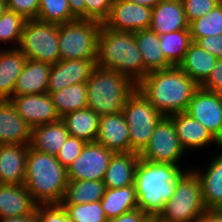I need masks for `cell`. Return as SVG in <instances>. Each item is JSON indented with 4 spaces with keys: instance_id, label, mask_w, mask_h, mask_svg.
I'll return each mask as SVG.
<instances>
[{
    "instance_id": "50",
    "label": "cell",
    "mask_w": 222,
    "mask_h": 222,
    "mask_svg": "<svg viewBox=\"0 0 222 222\" xmlns=\"http://www.w3.org/2000/svg\"><path fill=\"white\" fill-rule=\"evenodd\" d=\"M6 9H7L6 1L5 0H0V17L5 12Z\"/></svg>"
},
{
    "instance_id": "34",
    "label": "cell",
    "mask_w": 222,
    "mask_h": 222,
    "mask_svg": "<svg viewBox=\"0 0 222 222\" xmlns=\"http://www.w3.org/2000/svg\"><path fill=\"white\" fill-rule=\"evenodd\" d=\"M192 41L222 34V1L206 15L189 23Z\"/></svg>"
},
{
    "instance_id": "30",
    "label": "cell",
    "mask_w": 222,
    "mask_h": 222,
    "mask_svg": "<svg viewBox=\"0 0 222 222\" xmlns=\"http://www.w3.org/2000/svg\"><path fill=\"white\" fill-rule=\"evenodd\" d=\"M100 203L107 219L118 217L138 208L136 189L134 185L106 188Z\"/></svg>"
},
{
    "instance_id": "13",
    "label": "cell",
    "mask_w": 222,
    "mask_h": 222,
    "mask_svg": "<svg viewBox=\"0 0 222 222\" xmlns=\"http://www.w3.org/2000/svg\"><path fill=\"white\" fill-rule=\"evenodd\" d=\"M152 9L125 0H114L108 18L103 22L107 28L123 32L150 29Z\"/></svg>"
},
{
    "instance_id": "28",
    "label": "cell",
    "mask_w": 222,
    "mask_h": 222,
    "mask_svg": "<svg viewBox=\"0 0 222 222\" xmlns=\"http://www.w3.org/2000/svg\"><path fill=\"white\" fill-rule=\"evenodd\" d=\"M217 59L192 41L178 67L200 86L210 75Z\"/></svg>"
},
{
    "instance_id": "6",
    "label": "cell",
    "mask_w": 222,
    "mask_h": 222,
    "mask_svg": "<svg viewBox=\"0 0 222 222\" xmlns=\"http://www.w3.org/2000/svg\"><path fill=\"white\" fill-rule=\"evenodd\" d=\"M205 210L200 180L192 169V171H185L178 178L174 194L165 203L157 221L197 222Z\"/></svg>"
},
{
    "instance_id": "3",
    "label": "cell",
    "mask_w": 222,
    "mask_h": 222,
    "mask_svg": "<svg viewBox=\"0 0 222 222\" xmlns=\"http://www.w3.org/2000/svg\"><path fill=\"white\" fill-rule=\"evenodd\" d=\"M68 178L56 155L43 153L30 145L27 152L24 185L37 204H60Z\"/></svg>"
},
{
    "instance_id": "37",
    "label": "cell",
    "mask_w": 222,
    "mask_h": 222,
    "mask_svg": "<svg viewBox=\"0 0 222 222\" xmlns=\"http://www.w3.org/2000/svg\"><path fill=\"white\" fill-rule=\"evenodd\" d=\"M25 22L22 15L6 9L0 17V42H15L19 46Z\"/></svg>"
},
{
    "instance_id": "29",
    "label": "cell",
    "mask_w": 222,
    "mask_h": 222,
    "mask_svg": "<svg viewBox=\"0 0 222 222\" xmlns=\"http://www.w3.org/2000/svg\"><path fill=\"white\" fill-rule=\"evenodd\" d=\"M68 133L86 143L96 142L100 116L90 108L69 112L61 117Z\"/></svg>"
},
{
    "instance_id": "5",
    "label": "cell",
    "mask_w": 222,
    "mask_h": 222,
    "mask_svg": "<svg viewBox=\"0 0 222 222\" xmlns=\"http://www.w3.org/2000/svg\"><path fill=\"white\" fill-rule=\"evenodd\" d=\"M87 108L99 116L121 112L137 85L126 75L96 67L86 82Z\"/></svg>"
},
{
    "instance_id": "45",
    "label": "cell",
    "mask_w": 222,
    "mask_h": 222,
    "mask_svg": "<svg viewBox=\"0 0 222 222\" xmlns=\"http://www.w3.org/2000/svg\"><path fill=\"white\" fill-rule=\"evenodd\" d=\"M149 217L142 209L136 208L118 217L109 218L106 222H146Z\"/></svg>"
},
{
    "instance_id": "10",
    "label": "cell",
    "mask_w": 222,
    "mask_h": 222,
    "mask_svg": "<svg viewBox=\"0 0 222 222\" xmlns=\"http://www.w3.org/2000/svg\"><path fill=\"white\" fill-rule=\"evenodd\" d=\"M184 152L173 120L169 116H163L156 124L148 145L139 156L149 162L179 165L177 163Z\"/></svg>"
},
{
    "instance_id": "12",
    "label": "cell",
    "mask_w": 222,
    "mask_h": 222,
    "mask_svg": "<svg viewBox=\"0 0 222 222\" xmlns=\"http://www.w3.org/2000/svg\"><path fill=\"white\" fill-rule=\"evenodd\" d=\"M186 113L199 121L222 145V103L220 94L199 87Z\"/></svg>"
},
{
    "instance_id": "48",
    "label": "cell",
    "mask_w": 222,
    "mask_h": 222,
    "mask_svg": "<svg viewBox=\"0 0 222 222\" xmlns=\"http://www.w3.org/2000/svg\"><path fill=\"white\" fill-rule=\"evenodd\" d=\"M1 222H37L36 210L28 215L0 219Z\"/></svg>"
},
{
    "instance_id": "9",
    "label": "cell",
    "mask_w": 222,
    "mask_h": 222,
    "mask_svg": "<svg viewBox=\"0 0 222 222\" xmlns=\"http://www.w3.org/2000/svg\"><path fill=\"white\" fill-rule=\"evenodd\" d=\"M59 25L26 20L17 48L27 59L55 64L60 60Z\"/></svg>"
},
{
    "instance_id": "35",
    "label": "cell",
    "mask_w": 222,
    "mask_h": 222,
    "mask_svg": "<svg viewBox=\"0 0 222 222\" xmlns=\"http://www.w3.org/2000/svg\"><path fill=\"white\" fill-rule=\"evenodd\" d=\"M36 20L60 25L77 18L71 13L68 0H39Z\"/></svg>"
},
{
    "instance_id": "11",
    "label": "cell",
    "mask_w": 222,
    "mask_h": 222,
    "mask_svg": "<svg viewBox=\"0 0 222 222\" xmlns=\"http://www.w3.org/2000/svg\"><path fill=\"white\" fill-rule=\"evenodd\" d=\"M113 154L98 142L86 143L80 155L66 169L68 180H104Z\"/></svg>"
},
{
    "instance_id": "38",
    "label": "cell",
    "mask_w": 222,
    "mask_h": 222,
    "mask_svg": "<svg viewBox=\"0 0 222 222\" xmlns=\"http://www.w3.org/2000/svg\"><path fill=\"white\" fill-rule=\"evenodd\" d=\"M221 1L222 0H181L188 23L206 15Z\"/></svg>"
},
{
    "instance_id": "4",
    "label": "cell",
    "mask_w": 222,
    "mask_h": 222,
    "mask_svg": "<svg viewBox=\"0 0 222 222\" xmlns=\"http://www.w3.org/2000/svg\"><path fill=\"white\" fill-rule=\"evenodd\" d=\"M97 66L126 75L136 85L144 78V65L134 32L100 28Z\"/></svg>"
},
{
    "instance_id": "17",
    "label": "cell",
    "mask_w": 222,
    "mask_h": 222,
    "mask_svg": "<svg viewBox=\"0 0 222 222\" xmlns=\"http://www.w3.org/2000/svg\"><path fill=\"white\" fill-rule=\"evenodd\" d=\"M176 128L177 136L181 146L187 149L207 147L215 143L222 149V145L211 135V133L197 120L186 112L174 113L169 116Z\"/></svg>"
},
{
    "instance_id": "25",
    "label": "cell",
    "mask_w": 222,
    "mask_h": 222,
    "mask_svg": "<svg viewBox=\"0 0 222 222\" xmlns=\"http://www.w3.org/2000/svg\"><path fill=\"white\" fill-rule=\"evenodd\" d=\"M201 184L203 204L206 209H222V153L216 155L207 170L195 169Z\"/></svg>"
},
{
    "instance_id": "42",
    "label": "cell",
    "mask_w": 222,
    "mask_h": 222,
    "mask_svg": "<svg viewBox=\"0 0 222 222\" xmlns=\"http://www.w3.org/2000/svg\"><path fill=\"white\" fill-rule=\"evenodd\" d=\"M8 10L22 15L26 20L36 19L39 9V0H6Z\"/></svg>"
},
{
    "instance_id": "16",
    "label": "cell",
    "mask_w": 222,
    "mask_h": 222,
    "mask_svg": "<svg viewBox=\"0 0 222 222\" xmlns=\"http://www.w3.org/2000/svg\"><path fill=\"white\" fill-rule=\"evenodd\" d=\"M96 142L114 153L130 152L129 128L122 111L100 116Z\"/></svg>"
},
{
    "instance_id": "26",
    "label": "cell",
    "mask_w": 222,
    "mask_h": 222,
    "mask_svg": "<svg viewBox=\"0 0 222 222\" xmlns=\"http://www.w3.org/2000/svg\"><path fill=\"white\" fill-rule=\"evenodd\" d=\"M27 57L17 48L0 50V100H9Z\"/></svg>"
},
{
    "instance_id": "46",
    "label": "cell",
    "mask_w": 222,
    "mask_h": 222,
    "mask_svg": "<svg viewBox=\"0 0 222 222\" xmlns=\"http://www.w3.org/2000/svg\"><path fill=\"white\" fill-rule=\"evenodd\" d=\"M197 222H222V209H206Z\"/></svg>"
},
{
    "instance_id": "41",
    "label": "cell",
    "mask_w": 222,
    "mask_h": 222,
    "mask_svg": "<svg viewBox=\"0 0 222 222\" xmlns=\"http://www.w3.org/2000/svg\"><path fill=\"white\" fill-rule=\"evenodd\" d=\"M85 19L95 20L103 24L108 18L114 0H84Z\"/></svg>"
},
{
    "instance_id": "44",
    "label": "cell",
    "mask_w": 222,
    "mask_h": 222,
    "mask_svg": "<svg viewBox=\"0 0 222 222\" xmlns=\"http://www.w3.org/2000/svg\"><path fill=\"white\" fill-rule=\"evenodd\" d=\"M195 43L217 58H222V34L198 38Z\"/></svg>"
},
{
    "instance_id": "27",
    "label": "cell",
    "mask_w": 222,
    "mask_h": 222,
    "mask_svg": "<svg viewBox=\"0 0 222 222\" xmlns=\"http://www.w3.org/2000/svg\"><path fill=\"white\" fill-rule=\"evenodd\" d=\"M69 136L64 122L58 121L32 128L30 146L40 152L56 155Z\"/></svg>"
},
{
    "instance_id": "18",
    "label": "cell",
    "mask_w": 222,
    "mask_h": 222,
    "mask_svg": "<svg viewBox=\"0 0 222 222\" xmlns=\"http://www.w3.org/2000/svg\"><path fill=\"white\" fill-rule=\"evenodd\" d=\"M31 133L9 100H0V144L30 145Z\"/></svg>"
},
{
    "instance_id": "1",
    "label": "cell",
    "mask_w": 222,
    "mask_h": 222,
    "mask_svg": "<svg viewBox=\"0 0 222 222\" xmlns=\"http://www.w3.org/2000/svg\"><path fill=\"white\" fill-rule=\"evenodd\" d=\"M200 86L178 66L149 72L137 89L163 115L186 112Z\"/></svg>"
},
{
    "instance_id": "14",
    "label": "cell",
    "mask_w": 222,
    "mask_h": 222,
    "mask_svg": "<svg viewBox=\"0 0 222 222\" xmlns=\"http://www.w3.org/2000/svg\"><path fill=\"white\" fill-rule=\"evenodd\" d=\"M9 102L31 128L61 119L48 93L12 96Z\"/></svg>"
},
{
    "instance_id": "19",
    "label": "cell",
    "mask_w": 222,
    "mask_h": 222,
    "mask_svg": "<svg viewBox=\"0 0 222 222\" xmlns=\"http://www.w3.org/2000/svg\"><path fill=\"white\" fill-rule=\"evenodd\" d=\"M150 29L159 36L189 29L181 0H161L152 9Z\"/></svg>"
},
{
    "instance_id": "2",
    "label": "cell",
    "mask_w": 222,
    "mask_h": 222,
    "mask_svg": "<svg viewBox=\"0 0 222 222\" xmlns=\"http://www.w3.org/2000/svg\"><path fill=\"white\" fill-rule=\"evenodd\" d=\"M179 165L149 162L140 158L134 179L138 208L149 218H157L173 196L175 184L184 173Z\"/></svg>"
},
{
    "instance_id": "7",
    "label": "cell",
    "mask_w": 222,
    "mask_h": 222,
    "mask_svg": "<svg viewBox=\"0 0 222 222\" xmlns=\"http://www.w3.org/2000/svg\"><path fill=\"white\" fill-rule=\"evenodd\" d=\"M102 23L77 19L59 25L60 60L97 59Z\"/></svg>"
},
{
    "instance_id": "43",
    "label": "cell",
    "mask_w": 222,
    "mask_h": 222,
    "mask_svg": "<svg viewBox=\"0 0 222 222\" xmlns=\"http://www.w3.org/2000/svg\"><path fill=\"white\" fill-rule=\"evenodd\" d=\"M201 88L222 93V58H218L208 78L200 85Z\"/></svg>"
},
{
    "instance_id": "47",
    "label": "cell",
    "mask_w": 222,
    "mask_h": 222,
    "mask_svg": "<svg viewBox=\"0 0 222 222\" xmlns=\"http://www.w3.org/2000/svg\"><path fill=\"white\" fill-rule=\"evenodd\" d=\"M71 13L77 19H85V1L84 0H68Z\"/></svg>"
},
{
    "instance_id": "21",
    "label": "cell",
    "mask_w": 222,
    "mask_h": 222,
    "mask_svg": "<svg viewBox=\"0 0 222 222\" xmlns=\"http://www.w3.org/2000/svg\"><path fill=\"white\" fill-rule=\"evenodd\" d=\"M25 185L0 184V219L28 215L36 210Z\"/></svg>"
},
{
    "instance_id": "22",
    "label": "cell",
    "mask_w": 222,
    "mask_h": 222,
    "mask_svg": "<svg viewBox=\"0 0 222 222\" xmlns=\"http://www.w3.org/2000/svg\"><path fill=\"white\" fill-rule=\"evenodd\" d=\"M139 159V153L133 151L114 153L103 180L106 188L134 185L135 171Z\"/></svg>"
},
{
    "instance_id": "39",
    "label": "cell",
    "mask_w": 222,
    "mask_h": 222,
    "mask_svg": "<svg viewBox=\"0 0 222 222\" xmlns=\"http://www.w3.org/2000/svg\"><path fill=\"white\" fill-rule=\"evenodd\" d=\"M85 145V141L69 135L64 145L56 154V158L60 164L67 169V167L80 155Z\"/></svg>"
},
{
    "instance_id": "32",
    "label": "cell",
    "mask_w": 222,
    "mask_h": 222,
    "mask_svg": "<svg viewBox=\"0 0 222 222\" xmlns=\"http://www.w3.org/2000/svg\"><path fill=\"white\" fill-rule=\"evenodd\" d=\"M49 95L60 117L87 108L86 82L70 85Z\"/></svg>"
},
{
    "instance_id": "40",
    "label": "cell",
    "mask_w": 222,
    "mask_h": 222,
    "mask_svg": "<svg viewBox=\"0 0 222 222\" xmlns=\"http://www.w3.org/2000/svg\"><path fill=\"white\" fill-rule=\"evenodd\" d=\"M37 222H72L61 204H37Z\"/></svg>"
},
{
    "instance_id": "33",
    "label": "cell",
    "mask_w": 222,
    "mask_h": 222,
    "mask_svg": "<svg viewBox=\"0 0 222 222\" xmlns=\"http://www.w3.org/2000/svg\"><path fill=\"white\" fill-rule=\"evenodd\" d=\"M160 48L165 58L173 65L178 66L192 42L189 29L170 32L159 36Z\"/></svg>"
},
{
    "instance_id": "8",
    "label": "cell",
    "mask_w": 222,
    "mask_h": 222,
    "mask_svg": "<svg viewBox=\"0 0 222 222\" xmlns=\"http://www.w3.org/2000/svg\"><path fill=\"white\" fill-rule=\"evenodd\" d=\"M122 112L129 128L130 151L140 154L148 145L154 128L163 115L137 88L128 97Z\"/></svg>"
},
{
    "instance_id": "15",
    "label": "cell",
    "mask_w": 222,
    "mask_h": 222,
    "mask_svg": "<svg viewBox=\"0 0 222 222\" xmlns=\"http://www.w3.org/2000/svg\"><path fill=\"white\" fill-rule=\"evenodd\" d=\"M97 67V59L59 60L50 70L47 93L51 94L70 85L87 82Z\"/></svg>"
},
{
    "instance_id": "51",
    "label": "cell",
    "mask_w": 222,
    "mask_h": 222,
    "mask_svg": "<svg viewBox=\"0 0 222 222\" xmlns=\"http://www.w3.org/2000/svg\"><path fill=\"white\" fill-rule=\"evenodd\" d=\"M146 222H158L157 218H149Z\"/></svg>"
},
{
    "instance_id": "20",
    "label": "cell",
    "mask_w": 222,
    "mask_h": 222,
    "mask_svg": "<svg viewBox=\"0 0 222 222\" xmlns=\"http://www.w3.org/2000/svg\"><path fill=\"white\" fill-rule=\"evenodd\" d=\"M28 147L0 144V184H24Z\"/></svg>"
},
{
    "instance_id": "23",
    "label": "cell",
    "mask_w": 222,
    "mask_h": 222,
    "mask_svg": "<svg viewBox=\"0 0 222 222\" xmlns=\"http://www.w3.org/2000/svg\"><path fill=\"white\" fill-rule=\"evenodd\" d=\"M51 67L46 62L27 59L17 79L13 96L47 93Z\"/></svg>"
},
{
    "instance_id": "49",
    "label": "cell",
    "mask_w": 222,
    "mask_h": 222,
    "mask_svg": "<svg viewBox=\"0 0 222 222\" xmlns=\"http://www.w3.org/2000/svg\"><path fill=\"white\" fill-rule=\"evenodd\" d=\"M153 9L161 0H125Z\"/></svg>"
},
{
    "instance_id": "24",
    "label": "cell",
    "mask_w": 222,
    "mask_h": 222,
    "mask_svg": "<svg viewBox=\"0 0 222 222\" xmlns=\"http://www.w3.org/2000/svg\"><path fill=\"white\" fill-rule=\"evenodd\" d=\"M137 47L141 52L144 65V77L152 71L174 67L160 48L159 35L151 29L134 32Z\"/></svg>"
},
{
    "instance_id": "36",
    "label": "cell",
    "mask_w": 222,
    "mask_h": 222,
    "mask_svg": "<svg viewBox=\"0 0 222 222\" xmlns=\"http://www.w3.org/2000/svg\"><path fill=\"white\" fill-rule=\"evenodd\" d=\"M72 222H106L100 201L82 204H61Z\"/></svg>"
},
{
    "instance_id": "31",
    "label": "cell",
    "mask_w": 222,
    "mask_h": 222,
    "mask_svg": "<svg viewBox=\"0 0 222 222\" xmlns=\"http://www.w3.org/2000/svg\"><path fill=\"white\" fill-rule=\"evenodd\" d=\"M103 180H68L60 204H82L100 201L105 193Z\"/></svg>"
}]
</instances>
